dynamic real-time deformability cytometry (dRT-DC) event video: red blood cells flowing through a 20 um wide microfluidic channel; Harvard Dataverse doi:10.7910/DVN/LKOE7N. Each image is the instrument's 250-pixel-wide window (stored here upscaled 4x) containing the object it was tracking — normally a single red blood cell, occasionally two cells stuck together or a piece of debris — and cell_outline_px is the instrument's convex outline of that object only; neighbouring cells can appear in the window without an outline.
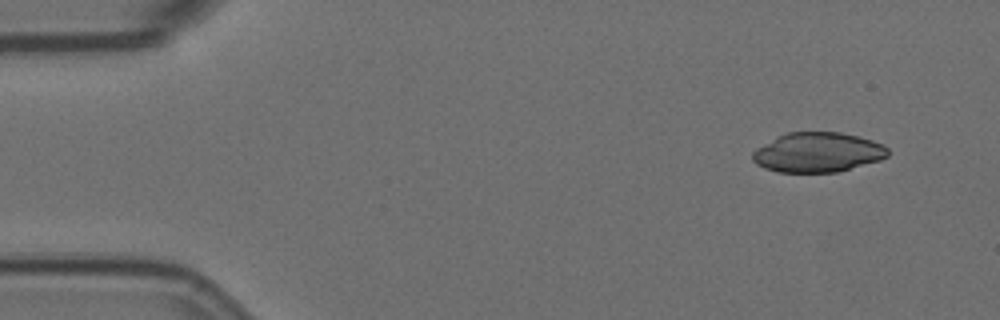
{"species": "Egyptian fruit bat (a non-hibernating species)", "species_latin": "Rousettus aegyptiacus", "temperature_condition": "room temperature", "stored_images_in_passage": 4, "camera_frame_rate_fps": 3000, "um_per_image_px": 0.085, "animal": {"sex": "female"}, "frame": {"image": 1, "passage_image": 1, "time_ms": 0.0, "image_size_px": [1000, 320], "cell_outline_px": [[888, 156], [880, 160], [836, 172], [776, 172], [764, 168], [756, 164], [752, 160], [752, 152], [756, 148], [776, 136], [788, 132], [840, 132], [860, 136], [884, 144], [888, 148]], "centroid_in_image_um": [69.49, 12.94], "position_along_channel_um": 15.5, "area_um2": 31.56}}